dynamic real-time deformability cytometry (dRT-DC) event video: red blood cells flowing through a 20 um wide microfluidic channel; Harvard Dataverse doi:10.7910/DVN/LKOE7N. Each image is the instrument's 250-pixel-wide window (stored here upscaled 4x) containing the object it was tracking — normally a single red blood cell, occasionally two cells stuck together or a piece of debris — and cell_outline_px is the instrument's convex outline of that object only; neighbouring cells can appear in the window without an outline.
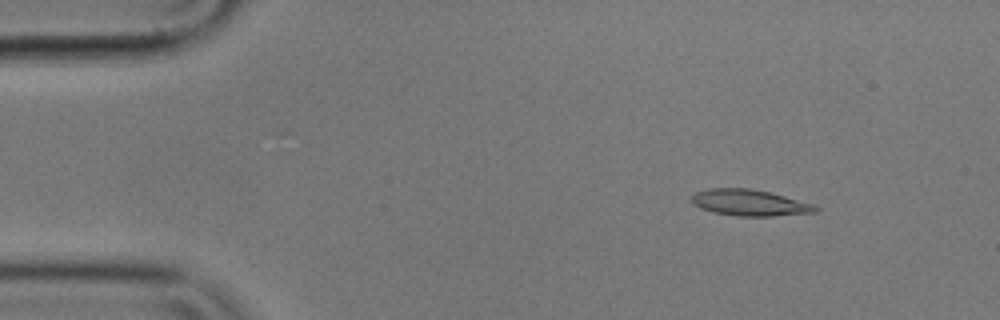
{"species": "common noctule bat (a hibernating species)", "species_latin": "Nyctalus noctula", "temperature_condition": "cold", "stored_images_in_passage": 6, "camera_frame_rate_fps": 3000, "um_per_image_px": 0.085, "animal": {"sex": "male", "body_mass_g": 17.9}, "frame": {"image": 1, "passage_image": 2, "time_ms": 0.333, "image_size_px": [1000, 320], "cell_outline_px": [[820, 208], [816, 212], [772, 216], [736, 216], [716, 212], [700, 208], [692, 204], [692, 196], [696, 192], [708, 188], [752, 188], [784, 196], [812, 204]], "centroid_in_image_um": [63.69, 17.23], "position_along_channel_um": 21.3, "area_um2": 18.79}}
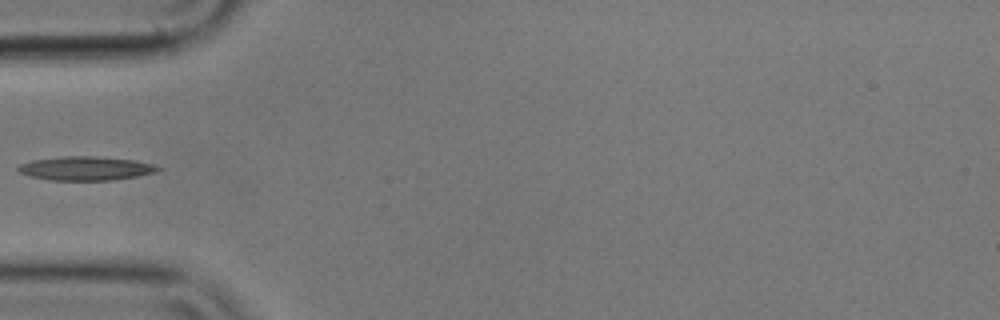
{"frame": {"image": 2, "passage_image": 5, "time_ms": 1.333, "image_size_px": [1000, 320], "cell_outline_px": [[160, 168], [156, 172], [136, 176], [112, 180], [48, 180], [32, 176], [20, 172], [16, 168], [20, 164], [32, 160], [60, 156], [96, 156], [132, 160], [152, 164]], "centroid_in_image_um": [7.25, 14.31], "position_along_channel_um": 77.8, "area_um2": 19.25}}
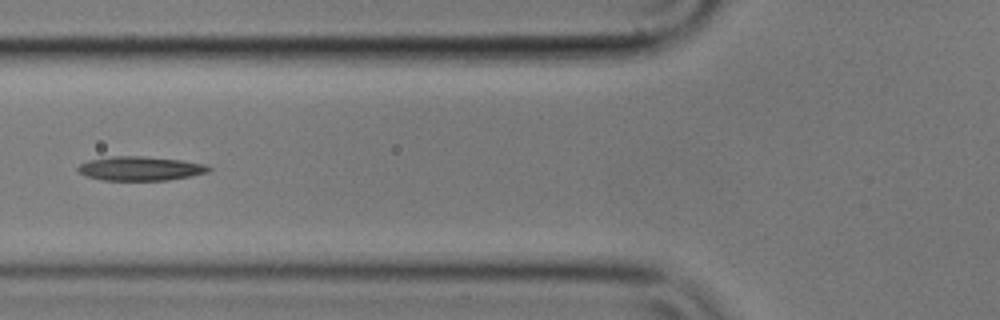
{"frame": {"image": 3, "passage_image": 6, "time_ms": 1.667, "image_size_px": [1000, 320], "cell_outline_px": [[212, 168], [208, 172], [168, 180], [104, 180], [88, 176], [76, 172], [76, 168], [80, 164], [88, 160], [112, 156], [144, 156], [180, 160], [204, 164]], "centroid_in_image_um": [11.88, 14.32], "position_along_channel_um": 113.9, "area_um2": 18.26}}